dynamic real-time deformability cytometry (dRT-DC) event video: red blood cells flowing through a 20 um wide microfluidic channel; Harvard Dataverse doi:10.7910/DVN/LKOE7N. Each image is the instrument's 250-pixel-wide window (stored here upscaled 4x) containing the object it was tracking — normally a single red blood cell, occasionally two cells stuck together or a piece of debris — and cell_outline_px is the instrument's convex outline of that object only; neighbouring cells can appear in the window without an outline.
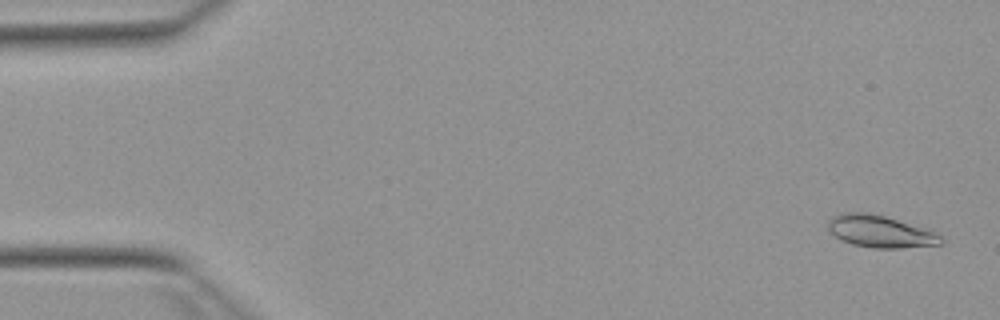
{"species": "Egyptian fruit bat (a non-hibernating species)", "species_latin": "Rousettus aegyptiacus", "temperature_condition": "warm", "stored_images_in_passage": 53, "camera_frame_rate_fps": 3000, "um_per_image_px": 0.085, "animal": {"sex": "female"}, "frame": {"image": 1, "passage_image": 2, "time_ms": 0.333, "image_size_px": [1000, 320], "cell_outline_px": [[944, 240], [940, 244], [900, 248], [872, 248], [852, 244], [836, 236], [828, 228], [828, 220], [836, 216], [848, 212], [860, 212], [884, 216], [932, 232], [940, 236]], "centroid_in_image_um": [74.79, 19.69], "position_along_channel_um": 10.2, "area_um2": 20.23}}
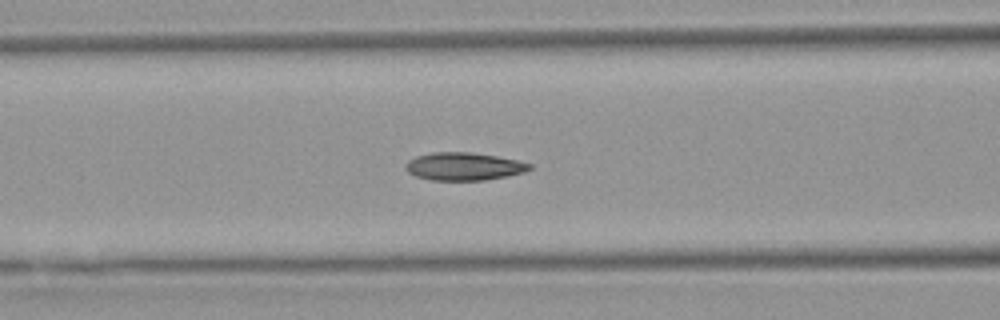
{"frame": {"image": 2, "passage_image": 21, "time_ms": 6.667, "image_size_px": [1000, 320], "cell_outline_px": [[532, 168], [524, 172], [508, 176], [484, 180], [432, 180], [416, 176], [408, 172], [404, 168], [404, 164], [408, 160], [416, 156], [432, 152], [472, 152], [496, 156], [516, 160], [532, 164]], "centroid_in_image_um": [39.4, 14.14], "position_along_channel_um": 127.2, "area_um2": 20.17}}
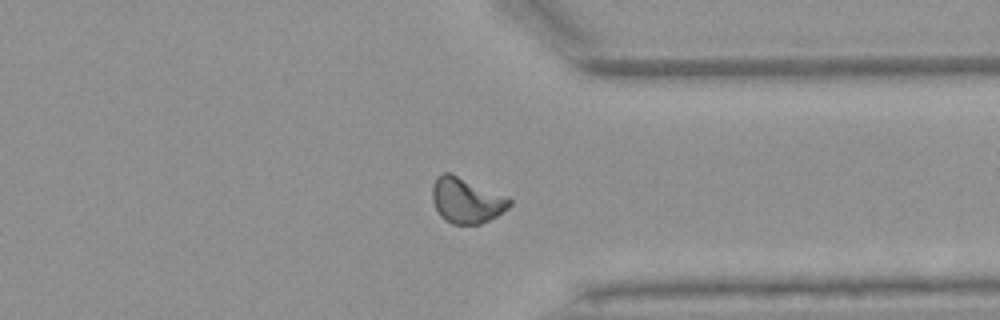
{"frame": {"image": 3, "passage_image": 40, "time_ms": 13.0, "image_size_px": [1000, 320], "cell_outline_px": [[512, 204], [508, 208], [496, 216], [480, 224], [452, 224], [444, 220], [440, 216], [432, 200], [432, 184], [436, 176], [440, 172], [448, 172], [508, 196], [512, 200]], "centroid_in_image_um": [39.63, 17.02], "position_along_channel_um": 371.8, "area_um2": 20.58}, "authors_computed_cell_mechanics": {"area_um2": 19.8832, "velocity_mm_per_s": 3.9146, "shape_relaxation_time_tau1_ms": 10.0037, "shape_relaxation_time_tau2_ms": 3.0975, "deformation_change_tau1": 0.2134, "deformation_change_tau2": 0.0689}}